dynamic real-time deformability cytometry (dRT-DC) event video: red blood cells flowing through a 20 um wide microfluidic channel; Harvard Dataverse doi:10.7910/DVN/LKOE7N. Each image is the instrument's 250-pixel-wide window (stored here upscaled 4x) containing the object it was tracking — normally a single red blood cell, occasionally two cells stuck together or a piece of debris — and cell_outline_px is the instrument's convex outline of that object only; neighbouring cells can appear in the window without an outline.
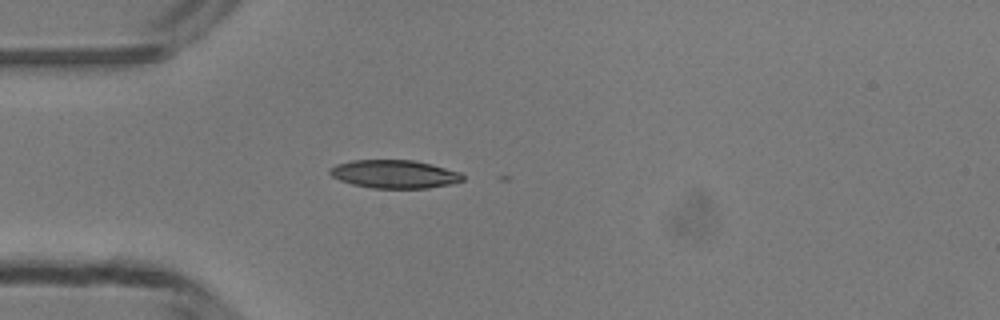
{"species": "common noctule bat (a hibernating species)", "species_latin": "Nyctalus noctula", "temperature_condition": "room temperature", "stored_images_in_passage": 3, "camera_frame_rate_fps": 3000, "um_per_image_px": 0.085, "animal": {"sex": "male", "body_mass_g": 13.3}, "frame": {"image": 1, "passage_image": 1, "time_ms": 0.0, "image_size_px": [1000, 320], "cell_outline_px": [[464, 180], [452, 184], [428, 188], [372, 188], [352, 184], [340, 180], [332, 176], [328, 172], [328, 168], [336, 164], [352, 160], [412, 160], [460, 172], [464, 176]], "centroid_in_image_um": [33.5, 14.8], "position_along_channel_um": 51.5, "area_um2": 21.79}}